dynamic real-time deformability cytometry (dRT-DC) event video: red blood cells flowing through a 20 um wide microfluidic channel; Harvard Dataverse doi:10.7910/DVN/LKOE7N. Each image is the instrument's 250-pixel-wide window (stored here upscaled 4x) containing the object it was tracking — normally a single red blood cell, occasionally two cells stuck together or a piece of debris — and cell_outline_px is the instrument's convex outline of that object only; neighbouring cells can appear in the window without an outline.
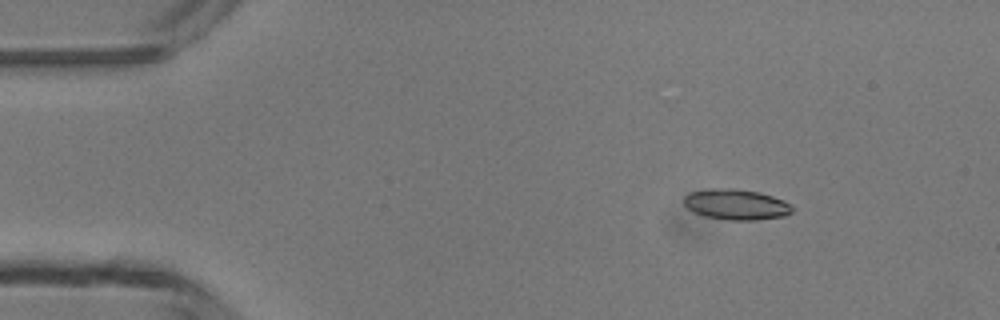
{"species": "common noctule bat (a hibernating species)", "species_latin": "Nyctalus noctula", "temperature_condition": "room temperature", "stored_images_in_passage": 4, "camera_frame_rate_fps": 3000, "um_per_image_px": 0.085, "animal": {"sex": "male", "body_mass_g": 13.3}, "frame": {"image": 1, "passage_image": 2, "time_ms": 1.0, "image_size_px": [1000, 320], "cell_outline_px": [[792, 212], [784, 216], [756, 220], [728, 220], [704, 216], [692, 212], [684, 204], [684, 196], [688, 192], [708, 188], [736, 188], [760, 192], [784, 200], [792, 208]], "centroid_in_image_um": [62.53, 17.37], "position_along_channel_um": 22.5, "area_um2": 19.54}}